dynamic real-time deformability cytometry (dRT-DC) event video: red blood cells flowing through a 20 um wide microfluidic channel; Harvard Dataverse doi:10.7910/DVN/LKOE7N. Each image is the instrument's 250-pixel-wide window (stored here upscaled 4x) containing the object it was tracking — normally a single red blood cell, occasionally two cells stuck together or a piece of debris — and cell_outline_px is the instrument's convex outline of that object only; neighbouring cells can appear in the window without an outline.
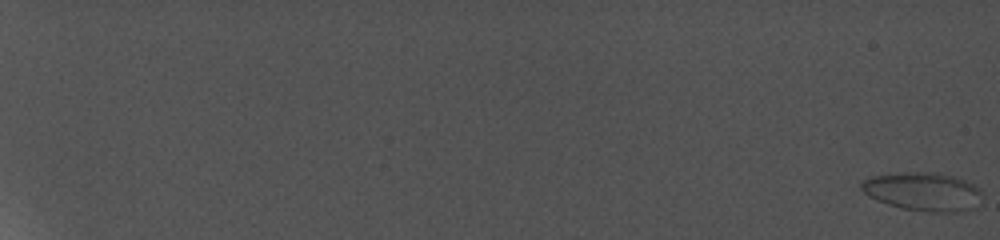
{"species": "common noctule bat (a hibernating species)", "species_latin": "Nyctalus noctula", "temperature_condition": "cold", "stored_images_in_passage": 20, "camera_frame_rate_fps": 5000, "um_per_image_px": 0.085, "animal": {"sex": "female", "body_mass_g": 19.0, "forearm_length_mm": 56.7}, "frame": {"image": 1, "passage_image": 1, "time_ms": 0.0, "image_size_px": [1000, 240], "cell_outline_px": [[972, 188], [940, 208], [904, 208], [880, 200], [864, 192], [864, 184], [868, 180], [880, 176], [936, 176], [956, 180]], "centroid_in_image_um": [77.81, 16.21], "position_along_channel_um": 7.2, "area_um2": 19.02}}
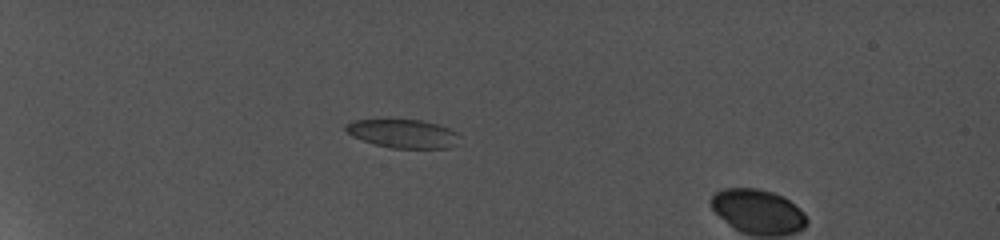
{"frame": {"image": 2, "passage_image": 9, "time_ms": 8.0, "image_size_px": [1000, 240], "cell_outline_px": [[452, 132], [444, 148], [392, 148], [376, 144], [364, 140], [348, 132], [344, 128], [348, 124], [356, 120], [420, 120], [444, 128]], "centroid_in_image_um": [34.03, 11.34], "position_along_channel_um": 51.0, "area_um2": 17.17}}
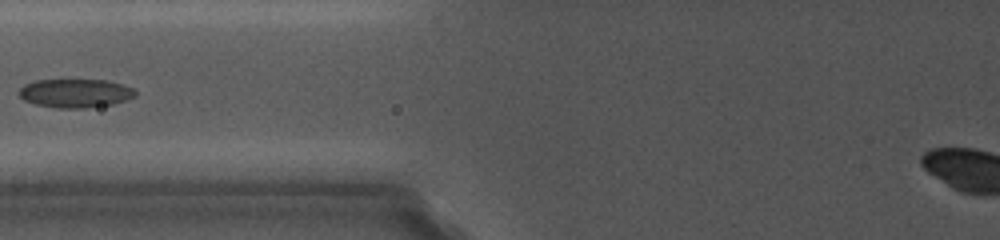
{"frame": {"image": 3, "passage_image": 13, "time_ms": 11.6, "image_size_px": [1000, 240], "cell_outline_px": [[136, 92], [132, 96], [124, 100], [112, 104], [84, 108], [56, 108], [36, 104], [24, 100], [20, 96], [20, 88], [24, 84], [36, 80], [64, 76], [104, 80], [120, 84], [132, 88]], "centroid_in_image_um": [6.32, 7.86], "position_along_channel_um": 119.5, "area_um2": 20.06}}